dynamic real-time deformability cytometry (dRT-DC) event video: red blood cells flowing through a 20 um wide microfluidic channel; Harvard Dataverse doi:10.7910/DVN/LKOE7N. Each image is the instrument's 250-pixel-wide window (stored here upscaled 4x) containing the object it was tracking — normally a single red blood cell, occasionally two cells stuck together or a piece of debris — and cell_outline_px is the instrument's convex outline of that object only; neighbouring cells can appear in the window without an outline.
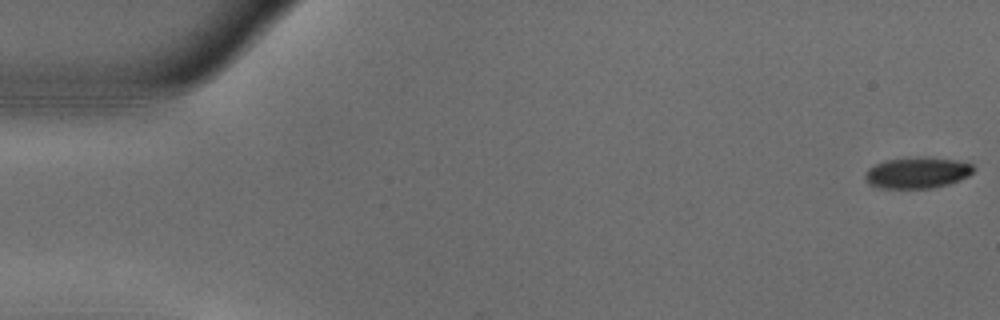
{"species": "common noctule bat (a hibernating species)", "species_latin": "Nyctalus noctula", "temperature_condition": "warm", "stored_images_in_passage": 18, "camera_frame_rate_fps": 3000, "um_per_image_px": 0.085, "animal": {"sex": "male", "body_mass_g": 18.8}, "frame": {"image": 1, "passage_image": 1, "time_ms": 0.0, "image_size_px": [1000, 320], "cell_outline_px": [[976, 168], [968, 176], [960, 180], [948, 184], [932, 188], [880, 188], [868, 184], [864, 176], [864, 172], [868, 168], [876, 164], [888, 160], [916, 156], [928, 156], [956, 160], [972, 164]], "centroid_in_image_um": [77.97, 14.67], "position_along_channel_um": 7.0, "area_um2": 19.94}}
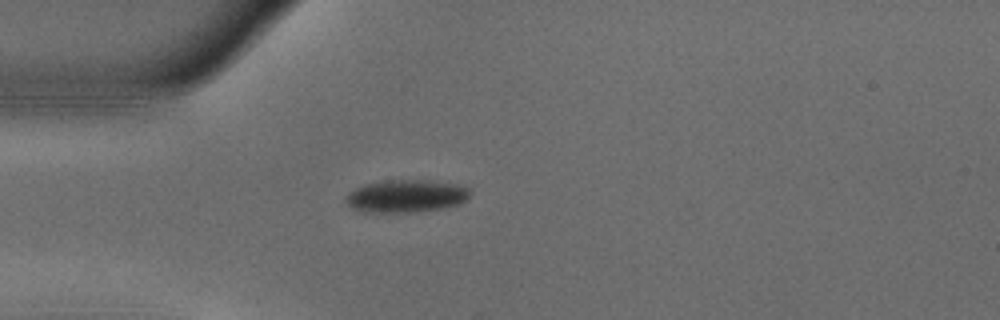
{"frame": {"image": 2, "passage_image": 15, "time_ms": 4.667, "image_size_px": [1000, 320], "cell_outline_px": [[468, 196], [460, 204], [444, 208], [408, 212], [360, 212], [352, 208], [348, 204], [348, 196], [356, 188], [368, 184], [392, 180], [428, 180], [464, 184], [468, 188]], "centroid_in_image_um": [34.59, 16.66], "position_along_channel_um": 50.4, "area_um2": 23.29}}